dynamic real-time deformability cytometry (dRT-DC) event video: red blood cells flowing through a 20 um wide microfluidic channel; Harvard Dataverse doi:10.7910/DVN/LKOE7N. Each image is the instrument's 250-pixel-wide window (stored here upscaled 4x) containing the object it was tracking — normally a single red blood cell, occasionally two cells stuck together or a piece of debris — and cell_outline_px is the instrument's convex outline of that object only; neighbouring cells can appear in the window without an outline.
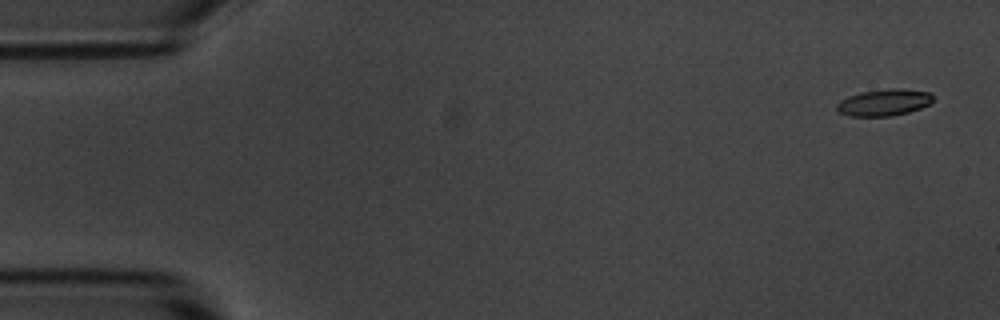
{"species": "common noctule bat (a hibernating species)", "species_latin": "Nyctalus noctula", "temperature_condition": "room temperature", "stored_images_in_passage": 6, "camera_frame_rate_fps": 3000, "um_per_image_px": 0.085, "animal": {"sex": "male", "body_mass_g": 20.1, "forearm_length_mm": 53.5}, "frame": {"image": 1, "passage_image": 1, "time_ms": 0.0, "image_size_px": [1000, 320], "cell_outline_px": [[932, 100], [928, 104], [920, 108], [908, 112], [892, 116], [848, 116], [840, 112], [836, 108], [836, 104], [840, 100], [848, 96], [860, 92], [892, 88], [896, 88], [932, 92]], "centroid_in_image_um": [75.12, 8.71], "position_along_channel_um": 9.9, "area_um2": 14.91}}
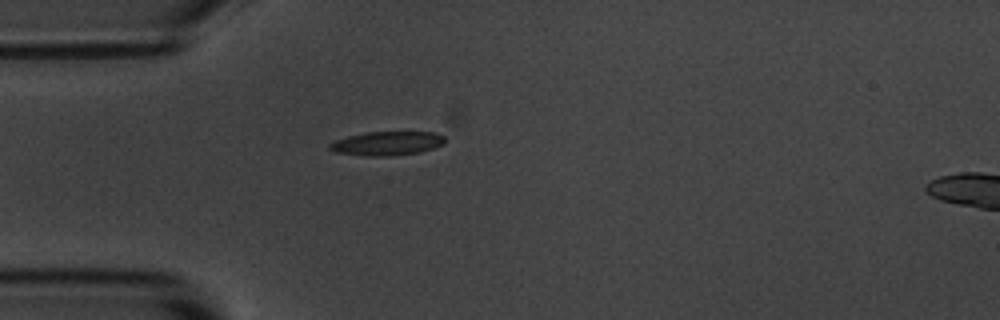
{"frame": {"image": 2, "passage_image": 5, "time_ms": 4.333, "image_size_px": [1000, 320], "cell_outline_px": [[444, 144], [420, 152], [388, 156], [364, 156], [336, 152], [328, 148], [328, 144], [336, 140], [348, 136], [368, 132], [436, 132], [444, 136]], "centroid_in_image_um": [32.89, 12.19], "position_along_channel_um": 52.1, "area_um2": 16.01}}